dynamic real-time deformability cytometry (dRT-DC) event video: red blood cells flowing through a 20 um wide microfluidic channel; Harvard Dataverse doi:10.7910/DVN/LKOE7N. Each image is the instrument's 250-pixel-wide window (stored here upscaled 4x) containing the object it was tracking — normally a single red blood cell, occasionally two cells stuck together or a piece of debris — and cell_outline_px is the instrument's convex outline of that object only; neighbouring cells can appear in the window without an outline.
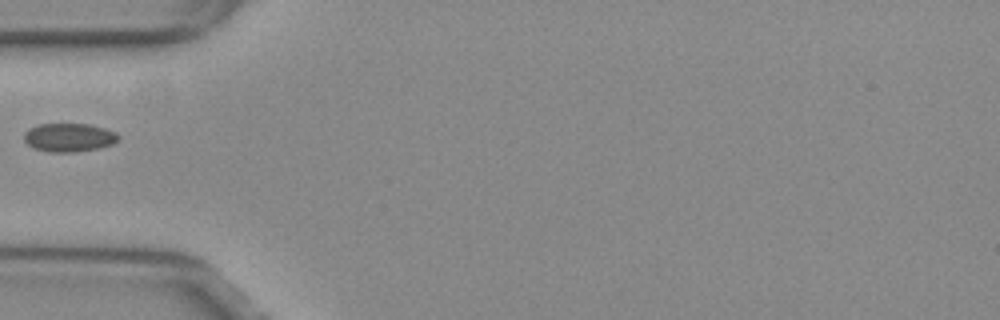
{"species": "common noctule bat (a hibernating species)", "species_latin": "Nyctalus noctula", "temperature_condition": "warm", "stored_images_in_passage": 37, "camera_frame_rate_fps": 3000, "um_per_image_px": 0.085, "animal": {"sex": "female", "body_mass_g": 29.2, "forearm_length_mm": 56.3}, "frame": {"image": 1, "passage_image": 1, "time_ms": 0.0, "image_size_px": [1000, 320], "cell_outline_px": [[120, 140], [112, 144], [96, 148], [72, 152], [48, 152], [32, 148], [24, 140], [24, 132], [28, 128], [40, 124], [88, 124], [104, 128], [116, 132], [120, 136]], "centroid_in_image_um": [5.85, 11.68], "position_along_channel_um": 79.2, "area_um2": 15.72}}
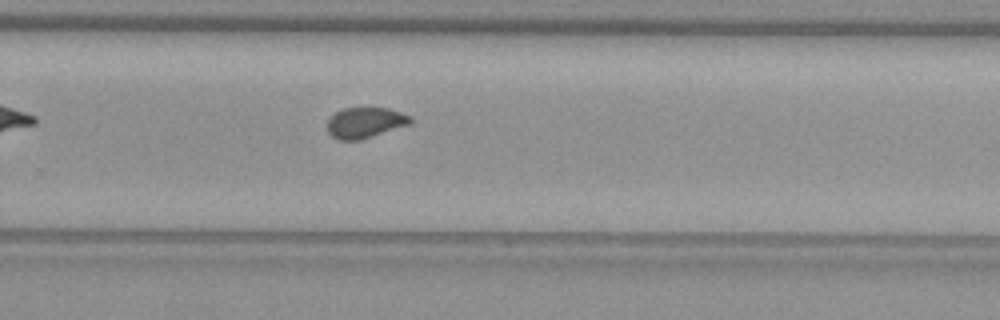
{"frame": {"image": 2, "passage_image": 18, "time_ms": 5.667, "image_size_px": [1000, 320], "cell_outline_px": [[412, 124], [360, 140], [340, 140], [332, 136], [328, 132], [328, 120], [336, 112], [344, 108], [388, 108], [412, 116]], "centroid_in_image_um": [31.08, 10.43], "position_along_channel_um": 298.7, "area_um2": 14.85}}
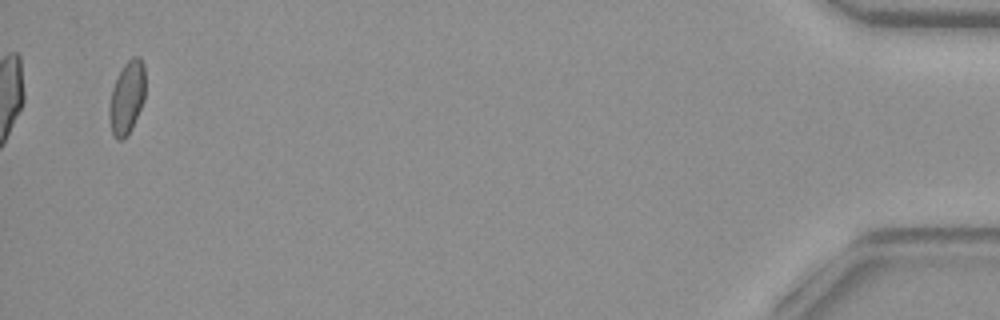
{"frame": {"image": 3, "passage_image": 35, "time_ms": 11.333, "image_size_px": [1000, 320], "cell_outline_px": [[144, 100], [132, 128], [120, 140], [116, 140], [112, 132], [108, 116], [108, 112], [112, 88], [124, 64], [132, 56], [140, 56], [144, 64]], "centroid_in_image_um": [10.78, 8.27], "position_along_channel_um": 424.4, "area_um2": 15.14}}